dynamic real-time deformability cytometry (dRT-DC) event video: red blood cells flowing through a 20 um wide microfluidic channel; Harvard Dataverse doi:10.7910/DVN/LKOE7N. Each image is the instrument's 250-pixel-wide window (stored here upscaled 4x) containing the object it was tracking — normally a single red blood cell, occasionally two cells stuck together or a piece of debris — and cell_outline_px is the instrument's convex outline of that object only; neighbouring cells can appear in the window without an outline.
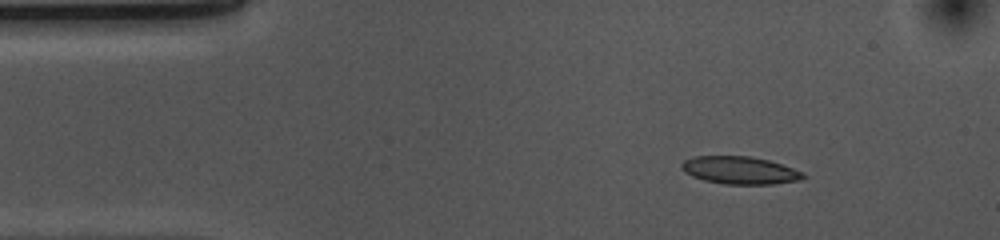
{"species": "common noctule bat (a hibernating species)", "species_latin": "Nyctalus noctula", "temperature_condition": "cold", "stored_images_in_passage": 47, "camera_frame_rate_fps": 3000, "um_per_image_px": 0.085, "animal": {"sex": "female", "body_mass_g": 10.0, "forearm_length_mm": 53.1}, "frame": {"image": 1, "passage_image": 1, "time_ms": 0.0, "image_size_px": [1000, 240], "cell_outline_px": [[808, 176], [800, 180], [772, 184], [724, 184], [704, 180], [692, 176], [684, 172], [680, 168], [680, 164], [684, 160], [692, 156], [748, 156], [768, 160], [804, 172]], "centroid_in_image_um": [62.86, 14.47], "position_along_channel_um": 22.1, "area_um2": 19.65}}
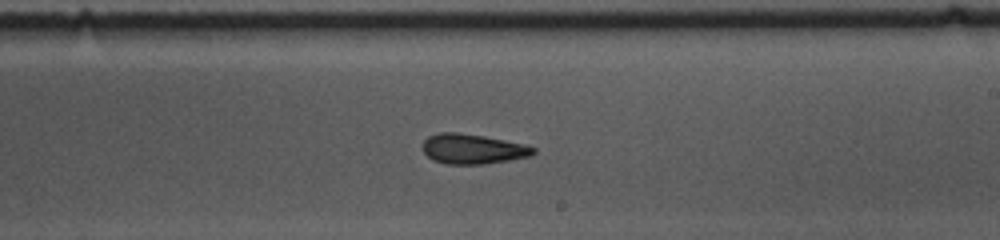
{"frame": {"image": 2, "passage_image": 24, "time_ms": 7.667, "image_size_px": [1000, 240], "cell_outline_px": [[536, 152], [532, 156], [484, 164], [444, 164], [432, 160], [424, 152], [424, 140], [428, 136], [440, 132], [456, 132], [484, 136], [524, 144], [536, 148]], "centroid_in_image_um": [40.19, 12.66], "position_along_channel_um": 248.8, "area_um2": 19.31}}
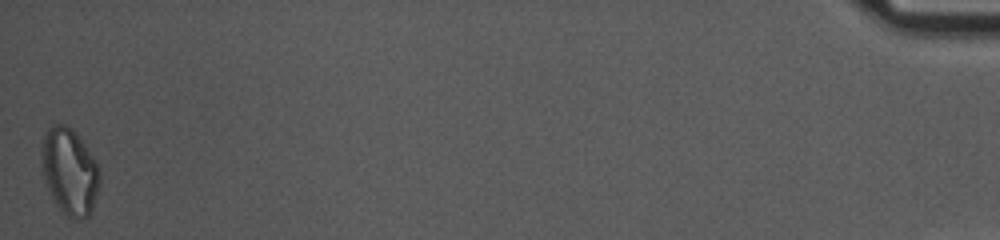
{"frame": {"image": 3, "passage_image": 47, "time_ms": 15.333, "image_size_px": [1000, 240], "cell_outline_px": [[100, 184], [92, 208], [88, 216], [68, 216], [60, 208], [52, 196], [48, 188], [44, 176], [40, 160], [40, 152], [44, 132], [52, 124], [64, 124], [72, 128], [96, 160], [100, 172]], "centroid_in_image_um": [5.9, 14.49], "position_along_channel_um": 429.3, "area_um2": 28.96}, "authors_computed_cell_mechanics": {"area_um2": 19.8254, "velocity_mm_per_s": 3.6867, "shape_relaxation_time_tau1_ms": 8.0096, "shape_relaxation_time_tau2_ms": 6.7398, "deformation_change_tau1": 0.1313, "deformation_change_tau2": 0.1428}}